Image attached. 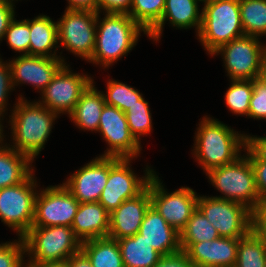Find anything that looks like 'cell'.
Wrapping results in <instances>:
<instances>
[{"label":"cell","mask_w":266,"mask_h":267,"mask_svg":"<svg viewBox=\"0 0 266 267\" xmlns=\"http://www.w3.org/2000/svg\"><path fill=\"white\" fill-rule=\"evenodd\" d=\"M58 116L38 101L30 102L19 95L9 115L13 145H8L34 161L44 149Z\"/></svg>","instance_id":"6da1fadb"},{"label":"cell","mask_w":266,"mask_h":267,"mask_svg":"<svg viewBox=\"0 0 266 267\" xmlns=\"http://www.w3.org/2000/svg\"><path fill=\"white\" fill-rule=\"evenodd\" d=\"M195 133L193 155L207 173L234 162L246 147V133L239 134L228 125L212 117L203 116Z\"/></svg>","instance_id":"7a4b0ae2"},{"label":"cell","mask_w":266,"mask_h":267,"mask_svg":"<svg viewBox=\"0 0 266 267\" xmlns=\"http://www.w3.org/2000/svg\"><path fill=\"white\" fill-rule=\"evenodd\" d=\"M97 14L96 39L90 63L104 69L114 65L136 46L141 32L148 35L132 18L125 13Z\"/></svg>","instance_id":"3957f363"},{"label":"cell","mask_w":266,"mask_h":267,"mask_svg":"<svg viewBox=\"0 0 266 267\" xmlns=\"http://www.w3.org/2000/svg\"><path fill=\"white\" fill-rule=\"evenodd\" d=\"M198 39L211 56L220 46L244 36L239 0H204Z\"/></svg>","instance_id":"277c9868"},{"label":"cell","mask_w":266,"mask_h":267,"mask_svg":"<svg viewBox=\"0 0 266 267\" xmlns=\"http://www.w3.org/2000/svg\"><path fill=\"white\" fill-rule=\"evenodd\" d=\"M25 242L26 267L44 263H63L81 250V241L72 227H31L23 236Z\"/></svg>","instance_id":"5b68a950"},{"label":"cell","mask_w":266,"mask_h":267,"mask_svg":"<svg viewBox=\"0 0 266 267\" xmlns=\"http://www.w3.org/2000/svg\"><path fill=\"white\" fill-rule=\"evenodd\" d=\"M206 175L211 184L223 194L213 197L231 200L251 211L254 210L259 195L252 164L247 154L241 155L232 163L209 170Z\"/></svg>","instance_id":"8992f818"},{"label":"cell","mask_w":266,"mask_h":267,"mask_svg":"<svg viewBox=\"0 0 266 267\" xmlns=\"http://www.w3.org/2000/svg\"><path fill=\"white\" fill-rule=\"evenodd\" d=\"M32 172L22 183L0 189V220L18 237H23L32 227L37 180Z\"/></svg>","instance_id":"52a82bcc"},{"label":"cell","mask_w":266,"mask_h":267,"mask_svg":"<svg viewBox=\"0 0 266 267\" xmlns=\"http://www.w3.org/2000/svg\"><path fill=\"white\" fill-rule=\"evenodd\" d=\"M133 159L109 157L108 181L102 190L99 203L112 213L125 200L139 195L146 187L154 170L146 166L145 176L138 177L131 167Z\"/></svg>","instance_id":"ba28073f"},{"label":"cell","mask_w":266,"mask_h":267,"mask_svg":"<svg viewBox=\"0 0 266 267\" xmlns=\"http://www.w3.org/2000/svg\"><path fill=\"white\" fill-rule=\"evenodd\" d=\"M259 40L244 35L220 46L211 56L221 54L229 79L254 80L260 76L264 56V43Z\"/></svg>","instance_id":"9c48e42d"},{"label":"cell","mask_w":266,"mask_h":267,"mask_svg":"<svg viewBox=\"0 0 266 267\" xmlns=\"http://www.w3.org/2000/svg\"><path fill=\"white\" fill-rule=\"evenodd\" d=\"M98 12L65 9L57 20L59 47L89 61L94 52Z\"/></svg>","instance_id":"30bf717a"},{"label":"cell","mask_w":266,"mask_h":267,"mask_svg":"<svg viewBox=\"0 0 266 267\" xmlns=\"http://www.w3.org/2000/svg\"><path fill=\"white\" fill-rule=\"evenodd\" d=\"M159 178L154 172L147 184L150 189L151 205L172 228L180 233L197 209L199 196L187 186L168 193Z\"/></svg>","instance_id":"8fae6325"},{"label":"cell","mask_w":266,"mask_h":267,"mask_svg":"<svg viewBox=\"0 0 266 267\" xmlns=\"http://www.w3.org/2000/svg\"><path fill=\"white\" fill-rule=\"evenodd\" d=\"M197 208L220 237L242 238L251 231L252 211L240 203L199 195Z\"/></svg>","instance_id":"7c38bea8"},{"label":"cell","mask_w":266,"mask_h":267,"mask_svg":"<svg viewBox=\"0 0 266 267\" xmlns=\"http://www.w3.org/2000/svg\"><path fill=\"white\" fill-rule=\"evenodd\" d=\"M69 66L65 64L47 87L42 92L39 91L42 97L38 102L58 115H69L82 93L94 81L87 74L72 72Z\"/></svg>","instance_id":"4fadbf2b"},{"label":"cell","mask_w":266,"mask_h":267,"mask_svg":"<svg viewBox=\"0 0 266 267\" xmlns=\"http://www.w3.org/2000/svg\"><path fill=\"white\" fill-rule=\"evenodd\" d=\"M41 190V191H40ZM35 200L32 227H71L79 208V201L63 185L40 189Z\"/></svg>","instance_id":"5bb4252c"},{"label":"cell","mask_w":266,"mask_h":267,"mask_svg":"<svg viewBox=\"0 0 266 267\" xmlns=\"http://www.w3.org/2000/svg\"><path fill=\"white\" fill-rule=\"evenodd\" d=\"M109 146L100 156L134 159L140 155L141 145L131 135L125 113L105 104L97 130Z\"/></svg>","instance_id":"9a60e30c"},{"label":"cell","mask_w":266,"mask_h":267,"mask_svg":"<svg viewBox=\"0 0 266 267\" xmlns=\"http://www.w3.org/2000/svg\"><path fill=\"white\" fill-rule=\"evenodd\" d=\"M109 176V157L98 156L62 184L79 203L98 202Z\"/></svg>","instance_id":"2e32d148"},{"label":"cell","mask_w":266,"mask_h":267,"mask_svg":"<svg viewBox=\"0 0 266 267\" xmlns=\"http://www.w3.org/2000/svg\"><path fill=\"white\" fill-rule=\"evenodd\" d=\"M12 84H30L41 92L52 81L57 72L65 65L61 58L34 55H19L9 60Z\"/></svg>","instance_id":"e0dca14e"},{"label":"cell","mask_w":266,"mask_h":267,"mask_svg":"<svg viewBox=\"0 0 266 267\" xmlns=\"http://www.w3.org/2000/svg\"><path fill=\"white\" fill-rule=\"evenodd\" d=\"M151 206L150 189L147 186L139 195L125 200L110 213L108 237L120 240L139 232L141 223Z\"/></svg>","instance_id":"ac0fdd59"},{"label":"cell","mask_w":266,"mask_h":267,"mask_svg":"<svg viewBox=\"0 0 266 267\" xmlns=\"http://www.w3.org/2000/svg\"><path fill=\"white\" fill-rule=\"evenodd\" d=\"M239 238L218 237L192 243L184 252L196 267H234Z\"/></svg>","instance_id":"d6986e66"},{"label":"cell","mask_w":266,"mask_h":267,"mask_svg":"<svg viewBox=\"0 0 266 267\" xmlns=\"http://www.w3.org/2000/svg\"><path fill=\"white\" fill-rule=\"evenodd\" d=\"M138 233L162 256L181 251L180 233L152 205L148 208Z\"/></svg>","instance_id":"ffe728a7"},{"label":"cell","mask_w":266,"mask_h":267,"mask_svg":"<svg viewBox=\"0 0 266 267\" xmlns=\"http://www.w3.org/2000/svg\"><path fill=\"white\" fill-rule=\"evenodd\" d=\"M203 0H166L160 22L148 33L149 39L159 41L167 21L178 29L194 28L197 34L202 21V9L198 7ZM201 11V12H200Z\"/></svg>","instance_id":"44dd1931"},{"label":"cell","mask_w":266,"mask_h":267,"mask_svg":"<svg viewBox=\"0 0 266 267\" xmlns=\"http://www.w3.org/2000/svg\"><path fill=\"white\" fill-rule=\"evenodd\" d=\"M110 213L99 202L80 203L71 225L81 241L108 237Z\"/></svg>","instance_id":"7402d4cb"},{"label":"cell","mask_w":266,"mask_h":267,"mask_svg":"<svg viewBox=\"0 0 266 267\" xmlns=\"http://www.w3.org/2000/svg\"><path fill=\"white\" fill-rule=\"evenodd\" d=\"M58 43L57 22L43 14L30 20L29 55L61 58L67 64L64 57L56 54Z\"/></svg>","instance_id":"603a6c76"},{"label":"cell","mask_w":266,"mask_h":267,"mask_svg":"<svg viewBox=\"0 0 266 267\" xmlns=\"http://www.w3.org/2000/svg\"><path fill=\"white\" fill-rule=\"evenodd\" d=\"M94 83L93 81L82 93L68 116L79 129L96 132L99 128L102 109L106 103L103 92L99 91Z\"/></svg>","instance_id":"cb8c5ba5"},{"label":"cell","mask_w":266,"mask_h":267,"mask_svg":"<svg viewBox=\"0 0 266 267\" xmlns=\"http://www.w3.org/2000/svg\"><path fill=\"white\" fill-rule=\"evenodd\" d=\"M33 161L7 143L0 147V189L22 183L33 171Z\"/></svg>","instance_id":"d4e9b609"},{"label":"cell","mask_w":266,"mask_h":267,"mask_svg":"<svg viewBox=\"0 0 266 267\" xmlns=\"http://www.w3.org/2000/svg\"><path fill=\"white\" fill-rule=\"evenodd\" d=\"M117 242L124 267H154L162 257L139 233Z\"/></svg>","instance_id":"484cf974"},{"label":"cell","mask_w":266,"mask_h":267,"mask_svg":"<svg viewBox=\"0 0 266 267\" xmlns=\"http://www.w3.org/2000/svg\"><path fill=\"white\" fill-rule=\"evenodd\" d=\"M81 251L88 257L92 267H124L117 240L102 237L81 243Z\"/></svg>","instance_id":"4316f807"},{"label":"cell","mask_w":266,"mask_h":267,"mask_svg":"<svg viewBox=\"0 0 266 267\" xmlns=\"http://www.w3.org/2000/svg\"><path fill=\"white\" fill-rule=\"evenodd\" d=\"M218 237V231L197 208L180 232L181 251H185L192 243L212 241Z\"/></svg>","instance_id":"83f0119b"},{"label":"cell","mask_w":266,"mask_h":267,"mask_svg":"<svg viewBox=\"0 0 266 267\" xmlns=\"http://www.w3.org/2000/svg\"><path fill=\"white\" fill-rule=\"evenodd\" d=\"M245 35L266 37V0H239Z\"/></svg>","instance_id":"f1b7e54d"},{"label":"cell","mask_w":266,"mask_h":267,"mask_svg":"<svg viewBox=\"0 0 266 267\" xmlns=\"http://www.w3.org/2000/svg\"><path fill=\"white\" fill-rule=\"evenodd\" d=\"M234 267H266V244L252 231L239 238Z\"/></svg>","instance_id":"f546056e"},{"label":"cell","mask_w":266,"mask_h":267,"mask_svg":"<svg viewBox=\"0 0 266 267\" xmlns=\"http://www.w3.org/2000/svg\"><path fill=\"white\" fill-rule=\"evenodd\" d=\"M166 0H132L128 15L148 34L161 20Z\"/></svg>","instance_id":"4dcf8cb0"},{"label":"cell","mask_w":266,"mask_h":267,"mask_svg":"<svg viewBox=\"0 0 266 267\" xmlns=\"http://www.w3.org/2000/svg\"><path fill=\"white\" fill-rule=\"evenodd\" d=\"M225 93V104L234 114L248 117L250 99L253 93V80H230Z\"/></svg>","instance_id":"1f68e13d"},{"label":"cell","mask_w":266,"mask_h":267,"mask_svg":"<svg viewBox=\"0 0 266 267\" xmlns=\"http://www.w3.org/2000/svg\"><path fill=\"white\" fill-rule=\"evenodd\" d=\"M106 93L103 92L105 103L126 112L143 96L137 89L123 82L108 79Z\"/></svg>","instance_id":"d6a6232c"},{"label":"cell","mask_w":266,"mask_h":267,"mask_svg":"<svg viewBox=\"0 0 266 267\" xmlns=\"http://www.w3.org/2000/svg\"><path fill=\"white\" fill-rule=\"evenodd\" d=\"M148 105L149 102L142 97L125 112L131 135L139 144H141L140 137L152 131V115Z\"/></svg>","instance_id":"836d02e7"},{"label":"cell","mask_w":266,"mask_h":267,"mask_svg":"<svg viewBox=\"0 0 266 267\" xmlns=\"http://www.w3.org/2000/svg\"><path fill=\"white\" fill-rule=\"evenodd\" d=\"M9 47L21 55H29L30 19L16 20L14 18L5 32L4 38Z\"/></svg>","instance_id":"e575fe53"},{"label":"cell","mask_w":266,"mask_h":267,"mask_svg":"<svg viewBox=\"0 0 266 267\" xmlns=\"http://www.w3.org/2000/svg\"><path fill=\"white\" fill-rule=\"evenodd\" d=\"M25 242L23 237L18 240L0 244V267H26Z\"/></svg>","instance_id":"d590c367"},{"label":"cell","mask_w":266,"mask_h":267,"mask_svg":"<svg viewBox=\"0 0 266 267\" xmlns=\"http://www.w3.org/2000/svg\"><path fill=\"white\" fill-rule=\"evenodd\" d=\"M266 120V84L259 78L253 80L248 118Z\"/></svg>","instance_id":"8d00e7d4"},{"label":"cell","mask_w":266,"mask_h":267,"mask_svg":"<svg viewBox=\"0 0 266 267\" xmlns=\"http://www.w3.org/2000/svg\"><path fill=\"white\" fill-rule=\"evenodd\" d=\"M14 88V89H13ZM15 90L12 84L11 69L9 63L0 59V114L8 110L9 93Z\"/></svg>","instance_id":"74e56055"},{"label":"cell","mask_w":266,"mask_h":267,"mask_svg":"<svg viewBox=\"0 0 266 267\" xmlns=\"http://www.w3.org/2000/svg\"><path fill=\"white\" fill-rule=\"evenodd\" d=\"M244 152H246L250 160L266 161V135L261 137L246 135Z\"/></svg>","instance_id":"f35d334b"},{"label":"cell","mask_w":266,"mask_h":267,"mask_svg":"<svg viewBox=\"0 0 266 267\" xmlns=\"http://www.w3.org/2000/svg\"><path fill=\"white\" fill-rule=\"evenodd\" d=\"M15 0H0V41L15 18Z\"/></svg>","instance_id":"ab89813d"},{"label":"cell","mask_w":266,"mask_h":267,"mask_svg":"<svg viewBox=\"0 0 266 267\" xmlns=\"http://www.w3.org/2000/svg\"><path fill=\"white\" fill-rule=\"evenodd\" d=\"M132 0H98V12L128 14Z\"/></svg>","instance_id":"60d3db41"},{"label":"cell","mask_w":266,"mask_h":267,"mask_svg":"<svg viewBox=\"0 0 266 267\" xmlns=\"http://www.w3.org/2000/svg\"><path fill=\"white\" fill-rule=\"evenodd\" d=\"M154 267H196L184 251L168 256H162Z\"/></svg>","instance_id":"b9f144b4"},{"label":"cell","mask_w":266,"mask_h":267,"mask_svg":"<svg viewBox=\"0 0 266 267\" xmlns=\"http://www.w3.org/2000/svg\"><path fill=\"white\" fill-rule=\"evenodd\" d=\"M254 171V177L258 195H266V161L250 160Z\"/></svg>","instance_id":"7bdbcfd3"},{"label":"cell","mask_w":266,"mask_h":267,"mask_svg":"<svg viewBox=\"0 0 266 267\" xmlns=\"http://www.w3.org/2000/svg\"><path fill=\"white\" fill-rule=\"evenodd\" d=\"M68 10H88L98 12V0H67Z\"/></svg>","instance_id":"ee69618b"},{"label":"cell","mask_w":266,"mask_h":267,"mask_svg":"<svg viewBox=\"0 0 266 267\" xmlns=\"http://www.w3.org/2000/svg\"><path fill=\"white\" fill-rule=\"evenodd\" d=\"M65 262L68 267H92L88 257L81 250L71 255Z\"/></svg>","instance_id":"f6af8a7d"},{"label":"cell","mask_w":266,"mask_h":267,"mask_svg":"<svg viewBox=\"0 0 266 267\" xmlns=\"http://www.w3.org/2000/svg\"><path fill=\"white\" fill-rule=\"evenodd\" d=\"M251 231L266 244V218H252Z\"/></svg>","instance_id":"bcb514c9"},{"label":"cell","mask_w":266,"mask_h":267,"mask_svg":"<svg viewBox=\"0 0 266 267\" xmlns=\"http://www.w3.org/2000/svg\"><path fill=\"white\" fill-rule=\"evenodd\" d=\"M252 218H266V195L259 196L258 203L252 211Z\"/></svg>","instance_id":"7dc6e473"},{"label":"cell","mask_w":266,"mask_h":267,"mask_svg":"<svg viewBox=\"0 0 266 267\" xmlns=\"http://www.w3.org/2000/svg\"><path fill=\"white\" fill-rule=\"evenodd\" d=\"M259 79L266 84V57L263 56Z\"/></svg>","instance_id":"c3c4849f"},{"label":"cell","mask_w":266,"mask_h":267,"mask_svg":"<svg viewBox=\"0 0 266 267\" xmlns=\"http://www.w3.org/2000/svg\"><path fill=\"white\" fill-rule=\"evenodd\" d=\"M33 267H68L66 262L63 263H44L40 265H35Z\"/></svg>","instance_id":"681fc988"},{"label":"cell","mask_w":266,"mask_h":267,"mask_svg":"<svg viewBox=\"0 0 266 267\" xmlns=\"http://www.w3.org/2000/svg\"><path fill=\"white\" fill-rule=\"evenodd\" d=\"M3 118H4V116L2 114H0V147L6 144V143H4L5 135L3 133L4 132V129H3L4 126L2 125V121L4 120Z\"/></svg>","instance_id":"f907efd6"},{"label":"cell","mask_w":266,"mask_h":267,"mask_svg":"<svg viewBox=\"0 0 266 267\" xmlns=\"http://www.w3.org/2000/svg\"><path fill=\"white\" fill-rule=\"evenodd\" d=\"M264 56L266 57V44H264Z\"/></svg>","instance_id":"816d5d0a"}]
</instances>
